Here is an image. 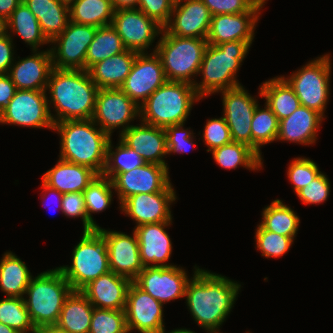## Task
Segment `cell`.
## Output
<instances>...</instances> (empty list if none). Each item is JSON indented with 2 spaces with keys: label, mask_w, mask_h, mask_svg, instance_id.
<instances>
[{
  "label": "cell",
  "mask_w": 333,
  "mask_h": 333,
  "mask_svg": "<svg viewBox=\"0 0 333 333\" xmlns=\"http://www.w3.org/2000/svg\"><path fill=\"white\" fill-rule=\"evenodd\" d=\"M111 1L115 11L119 9L138 8V3H139V0H111Z\"/></svg>",
  "instance_id": "obj_56"
},
{
  "label": "cell",
  "mask_w": 333,
  "mask_h": 333,
  "mask_svg": "<svg viewBox=\"0 0 333 333\" xmlns=\"http://www.w3.org/2000/svg\"><path fill=\"white\" fill-rule=\"evenodd\" d=\"M193 269L194 274L185 289L188 311L195 323L207 333H221L220 327L236 303L241 284L196 264Z\"/></svg>",
  "instance_id": "obj_1"
},
{
  "label": "cell",
  "mask_w": 333,
  "mask_h": 333,
  "mask_svg": "<svg viewBox=\"0 0 333 333\" xmlns=\"http://www.w3.org/2000/svg\"><path fill=\"white\" fill-rule=\"evenodd\" d=\"M93 309L81 291H72L63 304L54 328L65 333H89Z\"/></svg>",
  "instance_id": "obj_31"
},
{
  "label": "cell",
  "mask_w": 333,
  "mask_h": 333,
  "mask_svg": "<svg viewBox=\"0 0 333 333\" xmlns=\"http://www.w3.org/2000/svg\"><path fill=\"white\" fill-rule=\"evenodd\" d=\"M97 230L103 235L107 245L110 271L133 282L144 269L135 232L132 231V234L128 235L102 227Z\"/></svg>",
  "instance_id": "obj_20"
},
{
  "label": "cell",
  "mask_w": 333,
  "mask_h": 333,
  "mask_svg": "<svg viewBox=\"0 0 333 333\" xmlns=\"http://www.w3.org/2000/svg\"><path fill=\"white\" fill-rule=\"evenodd\" d=\"M53 131L60 135V159L103 173L112 138L92 119L57 122Z\"/></svg>",
  "instance_id": "obj_3"
},
{
  "label": "cell",
  "mask_w": 333,
  "mask_h": 333,
  "mask_svg": "<svg viewBox=\"0 0 333 333\" xmlns=\"http://www.w3.org/2000/svg\"><path fill=\"white\" fill-rule=\"evenodd\" d=\"M131 283L130 279L110 271L91 281L80 291L94 308L125 310Z\"/></svg>",
  "instance_id": "obj_26"
},
{
  "label": "cell",
  "mask_w": 333,
  "mask_h": 333,
  "mask_svg": "<svg viewBox=\"0 0 333 333\" xmlns=\"http://www.w3.org/2000/svg\"><path fill=\"white\" fill-rule=\"evenodd\" d=\"M201 99L192 84L166 81L139 107V121L162 128L185 124L192 107Z\"/></svg>",
  "instance_id": "obj_6"
},
{
  "label": "cell",
  "mask_w": 333,
  "mask_h": 333,
  "mask_svg": "<svg viewBox=\"0 0 333 333\" xmlns=\"http://www.w3.org/2000/svg\"><path fill=\"white\" fill-rule=\"evenodd\" d=\"M71 265L57 267L71 285L73 291H80L91 281L110 272L109 255L103 235L96 229L83 231L74 246Z\"/></svg>",
  "instance_id": "obj_8"
},
{
  "label": "cell",
  "mask_w": 333,
  "mask_h": 333,
  "mask_svg": "<svg viewBox=\"0 0 333 333\" xmlns=\"http://www.w3.org/2000/svg\"><path fill=\"white\" fill-rule=\"evenodd\" d=\"M172 222L144 224L134 227L140 250V259L144 267H171L168 260L172 254L171 238L166 231Z\"/></svg>",
  "instance_id": "obj_24"
},
{
  "label": "cell",
  "mask_w": 333,
  "mask_h": 333,
  "mask_svg": "<svg viewBox=\"0 0 333 333\" xmlns=\"http://www.w3.org/2000/svg\"><path fill=\"white\" fill-rule=\"evenodd\" d=\"M0 323H3L19 333H35L29 312L23 298L5 297L0 300Z\"/></svg>",
  "instance_id": "obj_42"
},
{
  "label": "cell",
  "mask_w": 333,
  "mask_h": 333,
  "mask_svg": "<svg viewBox=\"0 0 333 333\" xmlns=\"http://www.w3.org/2000/svg\"><path fill=\"white\" fill-rule=\"evenodd\" d=\"M59 1H62L68 5H70L74 0H59Z\"/></svg>",
  "instance_id": "obj_61"
},
{
  "label": "cell",
  "mask_w": 333,
  "mask_h": 333,
  "mask_svg": "<svg viewBox=\"0 0 333 333\" xmlns=\"http://www.w3.org/2000/svg\"><path fill=\"white\" fill-rule=\"evenodd\" d=\"M255 245L266 258H279L286 254L294 240L291 237L279 235L263 229L259 224L255 231Z\"/></svg>",
  "instance_id": "obj_44"
},
{
  "label": "cell",
  "mask_w": 333,
  "mask_h": 333,
  "mask_svg": "<svg viewBox=\"0 0 333 333\" xmlns=\"http://www.w3.org/2000/svg\"><path fill=\"white\" fill-rule=\"evenodd\" d=\"M169 173V166L146 163L131 171L117 174L111 181L119 205L135 194L175 191Z\"/></svg>",
  "instance_id": "obj_14"
},
{
  "label": "cell",
  "mask_w": 333,
  "mask_h": 333,
  "mask_svg": "<svg viewBox=\"0 0 333 333\" xmlns=\"http://www.w3.org/2000/svg\"><path fill=\"white\" fill-rule=\"evenodd\" d=\"M7 32V20L0 16V37L8 34Z\"/></svg>",
  "instance_id": "obj_57"
},
{
  "label": "cell",
  "mask_w": 333,
  "mask_h": 333,
  "mask_svg": "<svg viewBox=\"0 0 333 333\" xmlns=\"http://www.w3.org/2000/svg\"><path fill=\"white\" fill-rule=\"evenodd\" d=\"M211 18L202 0H181L174 4L169 22L163 29L174 36L206 39Z\"/></svg>",
  "instance_id": "obj_22"
},
{
  "label": "cell",
  "mask_w": 333,
  "mask_h": 333,
  "mask_svg": "<svg viewBox=\"0 0 333 333\" xmlns=\"http://www.w3.org/2000/svg\"><path fill=\"white\" fill-rule=\"evenodd\" d=\"M259 96L278 120L289 117L301 104L293 88L282 76L270 78L259 86Z\"/></svg>",
  "instance_id": "obj_32"
},
{
  "label": "cell",
  "mask_w": 333,
  "mask_h": 333,
  "mask_svg": "<svg viewBox=\"0 0 333 333\" xmlns=\"http://www.w3.org/2000/svg\"><path fill=\"white\" fill-rule=\"evenodd\" d=\"M295 212L282 200L275 199L263 209L259 225L265 230L291 237L294 240L300 223V218Z\"/></svg>",
  "instance_id": "obj_36"
},
{
  "label": "cell",
  "mask_w": 333,
  "mask_h": 333,
  "mask_svg": "<svg viewBox=\"0 0 333 333\" xmlns=\"http://www.w3.org/2000/svg\"><path fill=\"white\" fill-rule=\"evenodd\" d=\"M118 136L126 146L135 150L146 163L168 166L164 160L168 154L164 128L141 122L130 126Z\"/></svg>",
  "instance_id": "obj_23"
},
{
  "label": "cell",
  "mask_w": 333,
  "mask_h": 333,
  "mask_svg": "<svg viewBox=\"0 0 333 333\" xmlns=\"http://www.w3.org/2000/svg\"><path fill=\"white\" fill-rule=\"evenodd\" d=\"M7 32L13 39L18 35L32 50H40L43 45L50 46V42L43 34L39 21L31 10L21 2L7 19ZM42 45V46H41Z\"/></svg>",
  "instance_id": "obj_34"
},
{
  "label": "cell",
  "mask_w": 333,
  "mask_h": 333,
  "mask_svg": "<svg viewBox=\"0 0 333 333\" xmlns=\"http://www.w3.org/2000/svg\"><path fill=\"white\" fill-rule=\"evenodd\" d=\"M72 291L57 267L32 277L23 299L36 330L56 325L63 304Z\"/></svg>",
  "instance_id": "obj_5"
},
{
  "label": "cell",
  "mask_w": 333,
  "mask_h": 333,
  "mask_svg": "<svg viewBox=\"0 0 333 333\" xmlns=\"http://www.w3.org/2000/svg\"><path fill=\"white\" fill-rule=\"evenodd\" d=\"M116 145L117 146L114 147L112 140H109L106 163L103 173L101 174L110 180L119 173L128 172L146 164L135 150L126 146L120 139Z\"/></svg>",
  "instance_id": "obj_39"
},
{
  "label": "cell",
  "mask_w": 333,
  "mask_h": 333,
  "mask_svg": "<svg viewBox=\"0 0 333 333\" xmlns=\"http://www.w3.org/2000/svg\"><path fill=\"white\" fill-rule=\"evenodd\" d=\"M184 124L169 125L165 127L167 153H188L189 149L193 148L196 143L194 142L195 136L192 130L185 128Z\"/></svg>",
  "instance_id": "obj_46"
},
{
  "label": "cell",
  "mask_w": 333,
  "mask_h": 333,
  "mask_svg": "<svg viewBox=\"0 0 333 333\" xmlns=\"http://www.w3.org/2000/svg\"><path fill=\"white\" fill-rule=\"evenodd\" d=\"M259 0H202L212 16L248 12Z\"/></svg>",
  "instance_id": "obj_51"
},
{
  "label": "cell",
  "mask_w": 333,
  "mask_h": 333,
  "mask_svg": "<svg viewBox=\"0 0 333 333\" xmlns=\"http://www.w3.org/2000/svg\"><path fill=\"white\" fill-rule=\"evenodd\" d=\"M172 0H139L138 9L164 27L174 8Z\"/></svg>",
  "instance_id": "obj_50"
},
{
  "label": "cell",
  "mask_w": 333,
  "mask_h": 333,
  "mask_svg": "<svg viewBox=\"0 0 333 333\" xmlns=\"http://www.w3.org/2000/svg\"><path fill=\"white\" fill-rule=\"evenodd\" d=\"M114 12L111 0H74L69 5L71 22L97 28L111 25Z\"/></svg>",
  "instance_id": "obj_37"
},
{
  "label": "cell",
  "mask_w": 333,
  "mask_h": 333,
  "mask_svg": "<svg viewBox=\"0 0 333 333\" xmlns=\"http://www.w3.org/2000/svg\"><path fill=\"white\" fill-rule=\"evenodd\" d=\"M138 53L125 50L92 65L87 71L98 89L120 88L131 72Z\"/></svg>",
  "instance_id": "obj_29"
},
{
  "label": "cell",
  "mask_w": 333,
  "mask_h": 333,
  "mask_svg": "<svg viewBox=\"0 0 333 333\" xmlns=\"http://www.w3.org/2000/svg\"><path fill=\"white\" fill-rule=\"evenodd\" d=\"M163 308V304L132 282L128 288L125 307L129 333H160L165 329Z\"/></svg>",
  "instance_id": "obj_18"
},
{
  "label": "cell",
  "mask_w": 333,
  "mask_h": 333,
  "mask_svg": "<svg viewBox=\"0 0 333 333\" xmlns=\"http://www.w3.org/2000/svg\"><path fill=\"white\" fill-rule=\"evenodd\" d=\"M0 333H19L16 330L12 329L11 327L0 323Z\"/></svg>",
  "instance_id": "obj_59"
},
{
  "label": "cell",
  "mask_w": 333,
  "mask_h": 333,
  "mask_svg": "<svg viewBox=\"0 0 333 333\" xmlns=\"http://www.w3.org/2000/svg\"><path fill=\"white\" fill-rule=\"evenodd\" d=\"M325 173H320L312 182L296 193L305 205L322 204L330 195V181Z\"/></svg>",
  "instance_id": "obj_48"
},
{
  "label": "cell",
  "mask_w": 333,
  "mask_h": 333,
  "mask_svg": "<svg viewBox=\"0 0 333 333\" xmlns=\"http://www.w3.org/2000/svg\"><path fill=\"white\" fill-rule=\"evenodd\" d=\"M113 190L112 181L98 175L83 191L87 219L96 229L100 226L94 221L92 213L103 212L111 206Z\"/></svg>",
  "instance_id": "obj_41"
},
{
  "label": "cell",
  "mask_w": 333,
  "mask_h": 333,
  "mask_svg": "<svg viewBox=\"0 0 333 333\" xmlns=\"http://www.w3.org/2000/svg\"><path fill=\"white\" fill-rule=\"evenodd\" d=\"M190 279L181 266H153L144 267L133 282L164 305L171 300L185 298L186 285Z\"/></svg>",
  "instance_id": "obj_17"
},
{
  "label": "cell",
  "mask_w": 333,
  "mask_h": 333,
  "mask_svg": "<svg viewBox=\"0 0 333 333\" xmlns=\"http://www.w3.org/2000/svg\"><path fill=\"white\" fill-rule=\"evenodd\" d=\"M39 21L49 42L66 28L70 21L69 5L59 0H22Z\"/></svg>",
  "instance_id": "obj_30"
},
{
  "label": "cell",
  "mask_w": 333,
  "mask_h": 333,
  "mask_svg": "<svg viewBox=\"0 0 333 333\" xmlns=\"http://www.w3.org/2000/svg\"><path fill=\"white\" fill-rule=\"evenodd\" d=\"M174 3H176V2H179V1H181V0H172Z\"/></svg>",
  "instance_id": "obj_62"
},
{
  "label": "cell",
  "mask_w": 333,
  "mask_h": 333,
  "mask_svg": "<svg viewBox=\"0 0 333 333\" xmlns=\"http://www.w3.org/2000/svg\"><path fill=\"white\" fill-rule=\"evenodd\" d=\"M214 161L225 170L243 167L251 171L263 168V159L249 146L231 141L210 151Z\"/></svg>",
  "instance_id": "obj_35"
},
{
  "label": "cell",
  "mask_w": 333,
  "mask_h": 333,
  "mask_svg": "<svg viewBox=\"0 0 333 333\" xmlns=\"http://www.w3.org/2000/svg\"><path fill=\"white\" fill-rule=\"evenodd\" d=\"M139 117V106L120 88L98 89L91 119L110 137L115 129L121 135Z\"/></svg>",
  "instance_id": "obj_11"
},
{
  "label": "cell",
  "mask_w": 333,
  "mask_h": 333,
  "mask_svg": "<svg viewBox=\"0 0 333 333\" xmlns=\"http://www.w3.org/2000/svg\"><path fill=\"white\" fill-rule=\"evenodd\" d=\"M252 43L229 41L219 45L208 44L198 73L202 80L193 85L196 93L203 99L219 91L241 86L237 73Z\"/></svg>",
  "instance_id": "obj_4"
},
{
  "label": "cell",
  "mask_w": 333,
  "mask_h": 333,
  "mask_svg": "<svg viewBox=\"0 0 333 333\" xmlns=\"http://www.w3.org/2000/svg\"><path fill=\"white\" fill-rule=\"evenodd\" d=\"M97 27L69 21L62 33L51 41L53 68L85 70V57Z\"/></svg>",
  "instance_id": "obj_12"
},
{
  "label": "cell",
  "mask_w": 333,
  "mask_h": 333,
  "mask_svg": "<svg viewBox=\"0 0 333 333\" xmlns=\"http://www.w3.org/2000/svg\"><path fill=\"white\" fill-rule=\"evenodd\" d=\"M62 214L70 218H81L83 231L96 228L88 221L83 192L64 193L62 197Z\"/></svg>",
  "instance_id": "obj_49"
},
{
  "label": "cell",
  "mask_w": 333,
  "mask_h": 333,
  "mask_svg": "<svg viewBox=\"0 0 333 333\" xmlns=\"http://www.w3.org/2000/svg\"><path fill=\"white\" fill-rule=\"evenodd\" d=\"M45 90L17 89L13 98L0 112V124L53 130Z\"/></svg>",
  "instance_id": "obj_10"
},
{
  "label": "cell",
  "mask_w": 333,
  "mask_h": 333,
  "mask_svg": "<svg viewBox=\"0 0 333 333\" xmlns=\"http://www.w3.org/2000/svg\"><path fill=\"white\" fill-rule=\"evenodd\" d=\"M45 91L54 123L92 118L98 87L88 71L53 68Z\"/></svg>",
  "instance_id": "obj_2"
},
{
  "label": "cell",
  "mask_w": 333,
  "mask_h": 333,
  "mask_svg": "<svg viewBox=\"0 0 333 333\" xmlns=\"http://www.w3.org/2000/svg\"><path fill=\"white\" fill-rule=\"evenodd\" d=\"M121 37L112 25L98 27L85 57V70L108 57L125 51Z\"/></svg>",
  "instance_id": "obj_38"
},
{
  "label": "cell",
  "mask_w": 333,
  "mask_h": 333,
  "mask_svg": "<svg viewBox=\"0 0 333 333\" xmlns=\"http://www.w3.org/2000/svg\"><path fill=\"white\" fill-rule=\"evenodd\" d=\"M14 60L8 75L20 90H46L50 73L53 69L50 48L44 50H32V54L26 58L18 56Z\"/></svg>",
  "instance_id": "obj_25"
},
{
  "label": "cell",
  "mask_w": 333,
  "mask_h": 333,
  "mask_svg": "<svg viewBox=\"0 0 333 333\" xmlns=\"http://www.w3.org/2000/svg\"><path fill=\"white\" fill-rule=\"evenodd\" d=\"M330 55L326 53L308 61L288 77L282 75L293 88L300 104L320 113L324 118L331 90L332 59L330 60Z\"/></svg>",
  "instance_id": "obj_9"
},
{
  "label": "cell",
  "mask_w": 333,
  "mask_h": 333,
  "mask_svg": "<svg viewBox=\"0 0 333 333\" xmlns=\"http://www.w3.org/2000/svg\"><path fill=\"white\" fill-rule=\"evenodd\" d=\"M127 50L148 53L147 49L161 35L163 27L138 8L119 9L111 24Z\"/></svg>",
  "instance_id": "obj_13"
},
{
  "label": "cell",
  "mask_w": 333,
  "mask_h": 333,
  "mask_svg": "<svg viewBox=\"0 0 333 333\" xmlns=\"http://www.w3.org/2000/svg\"><path fill=\"white\" fill-rule=\"evenodd\" d=\"M166 81L159 55L156 52L138 53L120 89L140 107Z\"/></svg>",
  "instance_id": "obj_16"
},
{
  "label": "cell",
  "mask_w": 333,
  "mask_h": 333,
  "mask_svg": "<svg viewBox=\"0 0 333 333\" xmlns=\"http://www.w3.org/2000/svg\"><path fill=\"white\" fill-rule=\"evenodd\" d=\"M41 183H42V185H41V188H42V197H41V199H43L42 201L44 202H47V200L49 199H47V200H45L48 196H51V197H53V198H55L56 199V201H57V206H56V209L57 208H59V210L60 211H62V197H63V194L62 193H60L58 190H56V189H53V188H51V187H49L48 185H46L42 180H41ZM51 194V195H50ZM54 199V200H55ZM56 201H54L53 203H56ZM43 203V205L44 206H46V207H49V209H50V202L48 203V204H46V203ZM52 202V201H51ZM59 206V207H58Z\"/></svg>",
  "instance_id": "obj_54"
},
{
  "label": "cell",
  "mask_w": 333,
  "mask_h": 333,
  "mask_svg": "<svg viewBox=\"0 0 333 333\" xmlns=\"http://www.w3.org/2000/svg\"><path fill=\"white\" fill-rule=\"evenodd\" d=\"M35 333H65V332H62L58 329H55L54 327L53 328H44V329H41V330H37Z\"/></svg>",
  "instance_id": "obj_60"
},
{
  "label": "cell",
  "mask_w": 333,
  "mask_h": 333,
  "mask_svg": "<svg viewBox=\"0 0 333 333\" xmlns=\"http://www.w3.org/2000/svg\"><path fill=\"white\" fill-rule=\"evenodd\" d=\"M21 2L22 0H0V16L7 20Z\"/></svg>",
  "instance_id": "obj_55"
},
{
  "label": "cell",
  "mask_w": 333,
  "mask_h": 333,
  "mask_svg": "<svg viewBox=\"0 0 333 333\" xmlns=\"http://www.w3.org/2000/svg\"><path fill=\"white\" fill-rule=\"evenodd\" d=\"M157 39L153 52L161 59L166 80L194 85L208 45L207 40L174 36L164 29Z\"/></svg>",
  "instance_id": "obj_7"
},
{
  "label": "cell",
  "mask_w": 333,
  "mask_h": 333,
  "mask_svg": "<svg viewBox=\"0 0 333 333\" xmlns=\"http://www.w3.org/2000/svg\"><path fill=\"white\" fill-rule=\"evenodd\" d=\"M287 169V177L293 185L295 194L321 173L316 162L302 156L293 158Z\"/></svg>",
  "instance_id": "obj_45"
},
{
  "label": "cell",
  "mask_w": 333,
  "mask_h": 333,
  "mask_svg": "<svg viewBox=\"0 0 333 333\" xmlns=\"http://www.w3.org/2000/svg\"><path fill=\"white\" fill-rule=\"evenodd\" d=\"M177 199L176 191L140 193L126 198L119 209L135 221V227L161 222H173L171 204Z\"/></svg>",
  "instance_id": "obj_21"
},
{
  "label": "cell",
  "mask_w": 333,
  "mask_h": 333,
  "mask_svg": "<svg viewBox=\"0 0 333 333\" xmlns=\"http://www.w3.org/2000/svg\"><path fill=\"white\" fill-rule=\"evenodd\" d=\"M98 174L88 167L58 159L41 180L60 193L83 192Z\"/></svg>",
  "instance_id": "obj_28"
},
{
  "label": "cell",
  "mask_w": 333,
  "mask_h": 333,
  "mask_svg": "<svg viewBox=\"0 0 333 333\" xmlns=\"http://www.w3.org/2000/svg\"><path fill=\"white\" fill-rule=\"evenodd\" d=\"M89 333H129L125 310L94 308Z\"/></svg>",
  "instance_id": "obj_43"
},
{
  "label": "cell",
  "mask_w": 333,
  "mask_h": 333,
  "mask_svg": "<svg viewBox=\"0 0 333 333\" xmlns=\"http://www.w3.org/2000/svg\"><path fill=\"white\" fill-rule=\"evenodd\" d=\"M222 96L223 117L230 130L232 141L252 148L251 121L258 99L243 87L219 91Z\"/></svg>",
  "instance_id": "obj_15"
},
{
  "label": "cell",
  "mask_w": 333,
  "mask_h": 333,
  "mask_svg": "<svg viewBox=\"0 0 333 333\" xmlns=\"http://www.w3.org/2000/svg\"><path fill=\"white\" fill-rule=\"evenodd\" d=\"M268 0H259L248 12L212 16L206 38L208 44L219 45L229 41H254L255 29L263 6Z\"/></svg>",
  "instance_id": "obj_19"
},
{
  "label": "cell",
  "mask_w": 333,
  "mask_h": 333,
  "mask_svg": "<svg viewBox=\"0 0 333 333\" xmlns=\"http://www.w3.org/2000/svg\"><path fill=\"white\" fill-rule=\"evenodd\" d=\"M17 88L8 74H0V112L15 95Z\"/></svg>",
  "instance_id": "obj_53"
},
{
  "label": "cell",
  "mask_w": 333,
  "mask_h": 333,
  "mask_svg": "<svg viewBox=\"0 0 333 333\" xmlns=\"http://www.w3.org/2000/svg\"><path fill=\"white\" fill-rule=\"evenodd\" d=\"M33 275L15 253L6 251L0 259V290L7 297L23 298Z\"/></svg>",
  "instance_id": "obj_33"
},
{
  "label": "cell",
  "mask_w": 333,
  "mask_h": 333,
  "mask_svg": "<svg viewBox=\"0 0 333 333\" xmlns=\"http://www.w3.org/2000/svg\"><path fill=\"white\" fill-rule=\"evenodd\" d=\"M325 118L318 112L300 105L289 117L279 121L276 141L313 145Z\"/></svg>",
  "instance_id": "obj_27"
},
{
  "label": "cell",
  "mask_w": 333,
  "mask_h": 333,
  "mask_svg": "<svg viewBox=\"0 0 333 333\" xmlns=\"http://www.w3.org/2000/svg\"><path fill=\"white\" fill-rule=\"evenodd\" d=\"M264 108L258 104L252 121V149L263 159L261 147L277 140L279 120L271 109L264 103Z\"/></svg>",
  "instance_id": "obj_40"
},
{
  "label": "cell",
  "mask_w": 333,
  "mask_h": 333,
  "mask_svg": "<svg viewBox=\"0 0 333 333\" xmlns=\"http://www.w3.org/2000/svg\"><path fill=\"white\" fill-rule=\"evenodd\" d=\"M13 39L6 34L0 37V74H7L16 57Z\"/></svg>",
  "instance_id": "obj_52"
},
{
  "label": "cell",
  "mask_w": 333,
  "mask_h": 333,
  "mask_svg": "<svg viewBox=\"0 0 333 333\" xmlns=\"http://www.w3.org/2000/svg\"><path fill=\"white\" fill-rule=\"evenodd\" d=\"M166 329H163L160 333H166L167 331H165ZM167 333H197L195 331H192L190 329H186V328H177L174 330H171L170 332Z\"/></svg>",
  "instance_id": "obj_58"
},
{
  "label": "cell",
  "mask_w": 333,
  "mask_h": 333,
  "mask_svg": "<svg viewBox=\"0 0 333 333\" xmlns=\"http://www.w3.org/2000/svg\"><path fill=\"white\" fill-rule=\"evenodd\" d=\"M203 130L202 139L208 147L207 152L232 141L229 127L223 116L208 119Z\"/></svg>",
  "instance_id": "obj_47"
}]
</instances>
